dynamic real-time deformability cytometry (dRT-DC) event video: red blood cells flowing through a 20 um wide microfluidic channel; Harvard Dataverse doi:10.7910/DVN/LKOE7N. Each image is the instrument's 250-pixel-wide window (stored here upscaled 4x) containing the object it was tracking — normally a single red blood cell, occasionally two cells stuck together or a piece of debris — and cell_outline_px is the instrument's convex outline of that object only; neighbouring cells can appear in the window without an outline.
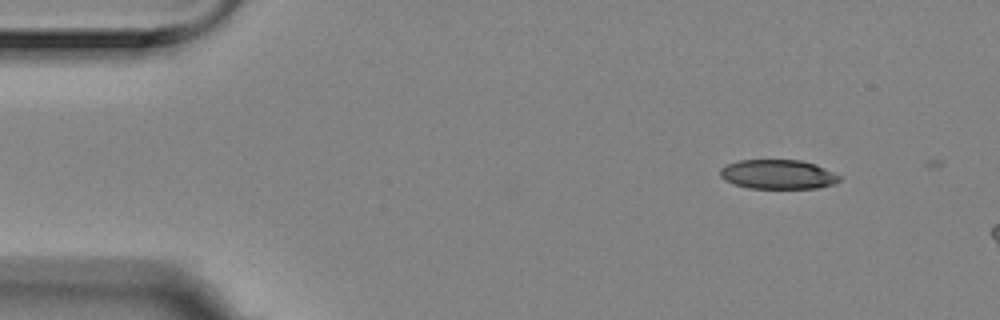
{"species": "Egyptian fruit bat (a non-hibernating species)", "species_latin": "Rousettus aegyptiacus", "temperature_condition": "room temperature", "stored_images_in_passage": 3, "camera_frame_rate_fps": 3000, "um_per_image_px": 0.085, "animal": {"sex": "female"}, "frame": {"image": 1, "passage_image": 2, "time_ms": 0.333, "image_size_px": [1000, 320], "cell_outline_px": [[840, 180], [832, 184], [816, 188], [748, 188], [724, 180], [720, 176], [720, 168], [728, 164], [740, 160], [800, 160], [816, 164], [840, 176]], "centroid_in_image_um": [66.1, 14.82], "position_along_channel_um": 18.9, "area_um2": 20.23}}